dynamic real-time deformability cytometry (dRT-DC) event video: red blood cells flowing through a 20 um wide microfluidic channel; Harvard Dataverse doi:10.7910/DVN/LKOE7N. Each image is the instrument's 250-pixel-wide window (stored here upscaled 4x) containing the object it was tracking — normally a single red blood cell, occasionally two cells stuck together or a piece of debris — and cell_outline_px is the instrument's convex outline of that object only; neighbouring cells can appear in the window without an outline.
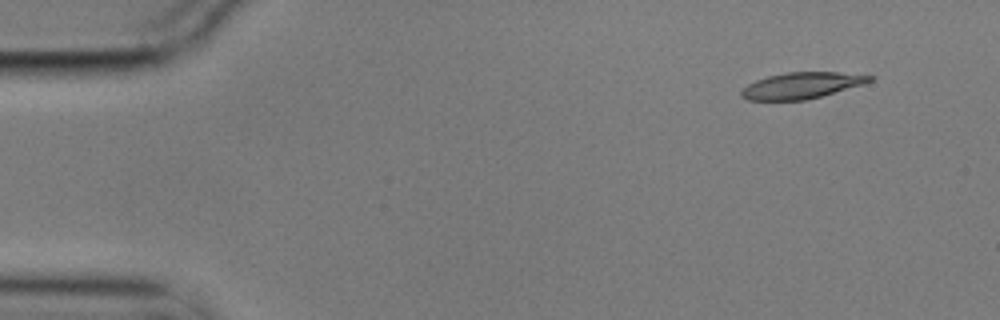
{"species": "common noctule bat (a hibernating species)", "species_latin": "Nyctalus noctula", "temperature_condition": "cold", "stored_images_in_passage": 5, "camera_frame_rate_fps": 3000, "um_per_image_px": 0.085, "animal": {"sex": "male", "body_mass_g": 17.9}, "frame": {"image": 1, "passage_image": 2, "time_ms": 0.333, "image_size_px": [1000, 320], "cell_outline_px": [[876, 76], [872, 80], [864, 84], [820, 96], [804, 100], [748, 100], [740, 96], [740, 92], [748, 84], [756, 80], [768, 76], [788, 72], [836, 72]], "centroid_in_image_um": [68.13, 7.26], "position_along_channel_um": 16.9, "area_um2": 19.42}}